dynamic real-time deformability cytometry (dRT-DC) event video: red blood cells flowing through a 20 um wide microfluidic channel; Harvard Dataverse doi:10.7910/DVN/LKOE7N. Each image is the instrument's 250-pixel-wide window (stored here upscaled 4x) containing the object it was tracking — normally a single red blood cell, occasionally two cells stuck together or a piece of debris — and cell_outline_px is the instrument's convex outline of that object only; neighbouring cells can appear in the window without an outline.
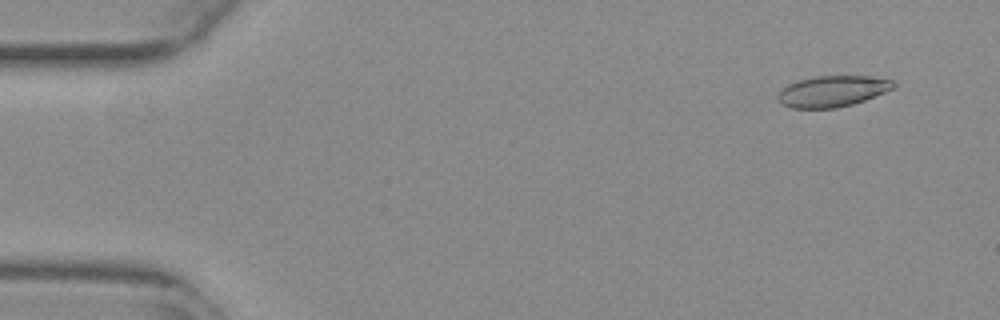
{"species": "common noctule bat (a hibernating species)", "species_latin": "Nyctalus noctula", "temperature_condition": "warm", "stored_images_in_passage": 34, "camera_frame_rate_fps": 3000, "um_per_image_px": 0.085, "animal": {"sex": "female", "body_mass_g": 29.2, "forearm_length_mm": 56.3}, "frame": {"image": 1, "passage_image": 4, "time_ms": 1.0, "image_size_px": [1000, 320], "cell_outline_px": [[896, 84], [892, 88], [884, 92], [864, 100], [852, 104], [836, 108], [792, 108], [780, 104], [776, 100], [780, 92], [788, 84], [796, 80], [816, 76], [872, 76], [892, 80]], "centroid_in_image_um": [70.72, 7.75], "position_along_channel_um": 14.3, "area_um2": 20.87}}
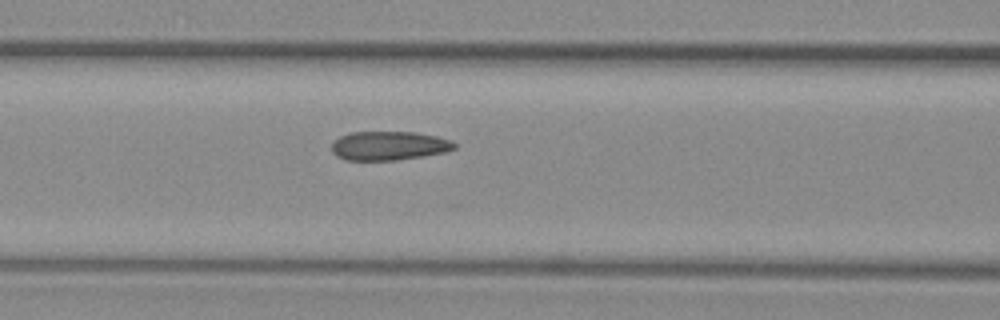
{"frame": {"image": 2, "passage_image": 23, "time_ms": 7.333, "image_size_px": [1000, 320], "cell_outline_px": [[456, 148], [448, 152], [424, 156], [396, 160], [344, 160], [336, 156], [332, 152], [332, 140], [348, 132], [416, 132], [436, 136], [452, 140], [456, 144]], "centroid_in_image_um": [33.06, 12.39], "position_along_channel_um": 133.5, "area_um2": 21.04}}
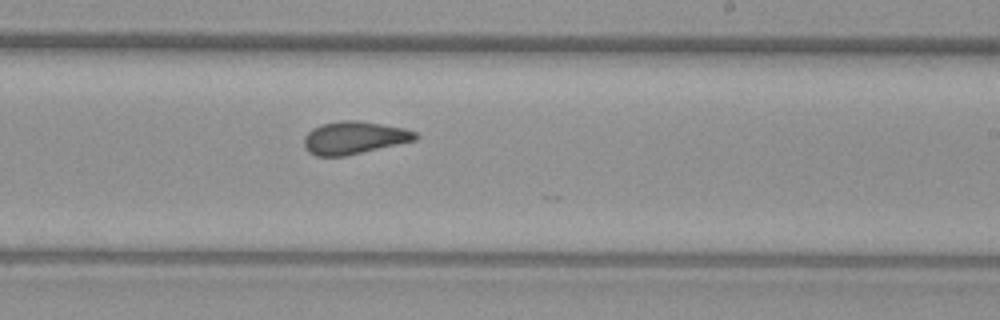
{"frame": {"image": 3, "passage_image": 33, "time_ms": 10.667, "image_size_px": [1000, 320], "cell_outline_px": [[420, 136], [416, 140], [344, 156], [316, 156], [308, 152], [304, 144], [304, 136], [312, 128], [320, 124], [344, 120], [356, 120], [404, 128], [416, 132]], "centroid_in_image_um": [30.08, 11.7], "position_along_channel_um": 258.9, "area_um2": 21.1}}